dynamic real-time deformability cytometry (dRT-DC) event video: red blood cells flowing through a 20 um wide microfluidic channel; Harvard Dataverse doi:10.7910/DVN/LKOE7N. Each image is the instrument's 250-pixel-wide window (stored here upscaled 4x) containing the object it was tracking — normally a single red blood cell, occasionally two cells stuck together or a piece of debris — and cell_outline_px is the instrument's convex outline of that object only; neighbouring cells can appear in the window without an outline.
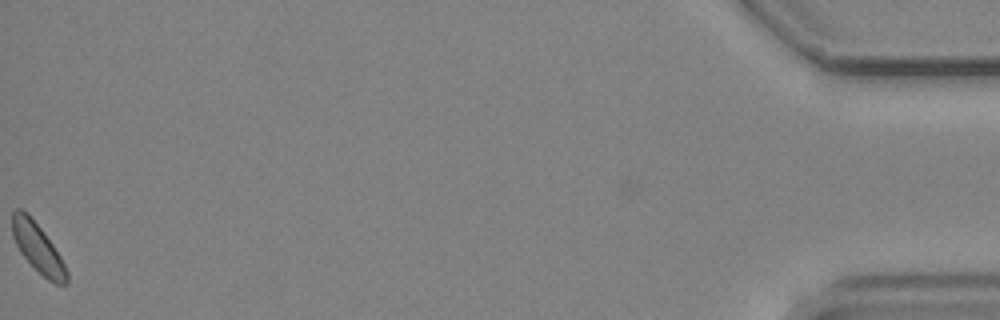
{"species": "common noctule bat (a hibernating species)", "species_latin": "Nyctalus noctula", "temperature_condition": "cold", "stored_images_in_passage": 40, "camera_frame_rate_fps": 3000, "um_per_image_px": 0.085, "animal": {"sex": "male", "body_mass_g": 19.2, "forearm_length_mm": 51.8}, "frame": {"image": 1, "passage_image": 40, "time_ms": 13.0, "image_size_px": [1000, 320], "cell_outline_px": [[68, 284], [56, 284], [48, 280], [20, 252], [12, 236], [12, 212], [16, 208], [20, 208], [28, 212], [44, 232], [60, 256], [68, 272]], "centroid_in_image_um": [3.21, 21.03], "position_along_channel_um": 432.0, "area_um2": 15.49}}